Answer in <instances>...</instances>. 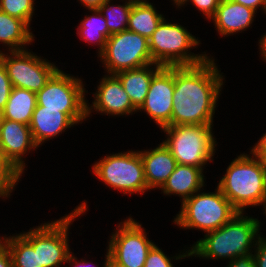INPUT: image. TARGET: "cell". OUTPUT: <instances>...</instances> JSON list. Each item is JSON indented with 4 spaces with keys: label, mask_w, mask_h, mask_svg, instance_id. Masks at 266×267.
Listing matches in <instances>:
<instances>
[{
    "label": "cell",
    "mask_w": 266,
    "mask_h": 267,
    "mask_svg": "<svg viewBox=\"0 0 266 267\" xmlns=\"http://www.w3.org/2000/svg\"><path fill=\"white\" fill-rule=\"evenodd\" d=\"M34 0H0V10L23 20L28 26L34 11Z\"/></svg>",
    "instance_id": "28"
},
{
    "label": "cell",
    "mask_w": 266,
    "mask_h": 267,
    "mask_svg": "<svg viewBox=\"0 0 266 267\" xmlns=\"http://www.w3.org/2000/svg\"><path fill=\"white\" fill-rule=\"evenodd\" d=\"M84 88L80 79L57 70L46 85L36 93L37 105L45 109L60 110L67 114L75 123H79L90 114Z\"/></svg>",
    "instance_id": "7"
},
{
    "label": "cell",
    "mask_w": 266,
    "mask_h": 267,
    "mask_svg": "<svg viewBox=\"0 0 266 267\" xmlns=\"http://www.w3.org/2000/svg\"><path fill=\"white\" fill-rule=\"evenodd\" d=\"M241 5H244L252 10H255L262 6L263 10L266 12V0H230Z\"/></svg>",
    "instance_id": "36"
},
{
    "label": "cell",
    "mask_w": 266,
    "mask_h": 267,
    "mask_svg": "<svg viewBox=\"0 0 266 267\" xmlns=\"http://www.w3.org/2000/svg\"><path fill=\"white\" fill-rule=\"evenodd\" d=\"M189 0H179L176 5L179 7ZM200 11L205 14L206 18H212L218 8L220 0H190Z\"/></svg>",
    "instance_id": "31"
},
{
    "label": "cell",
    "mask_w": 266,
    "mask_h": 267,
    "mask_svg": "<svg viewBox=\"0 0 266 267\" xmlns=\"http://www.w3.org/2000/svg\"><path fill=\"white\" fill-rule=\"evenodd\" d=\"M148 41L153 62L163 67L193 66L208 58L206 54H187L186 51L198 45L199 41L183 26L166 23L165 18Z\"/></svg>",
    "instance_id": "4"
},
{
    "label": "cell",
    "mask_w": 266,
    "mask_h": 267,
    "mask_svg": "<svg viewBox=\"0 0 266 267\" xmlns=\"http://www.w3.org/2000/svg\"><path fill=\"white\" fill-rule=\"evenodd\" d=\"M106 267H126L122 264H119L115 262L110 256L108 257V262L106 264Z\"/></svg>",
    "instance_id": "40"
},
{
    "label": "cell",
    "mask_w": 266,
    "mask_h": 267,
    "mask_svg": "<svg viewBox=\"0 0 266 267\" xmlns=\"http://www.w3.org/2000/svg\"><path fill=\"white\" fill-rule=\"evenodd\" d=\"M251 153L253 154L254 157L261 160L266 165V133L252 148Z\"/></svg>",
    "instance_id": "34"
},
{
    "label": "cell",
    "mask_w": 266,
    "mask_h": 267,
    "mask_svg": "<svg viewBox=\"0 0 266 267\" xmlns=\"http://www.w3.org/2000/svg\"><path fill=\"white\" fill-rule=\"evenodd\" d=\"M100 57L111 75L155 65L149 50L148 39L128 29L107 38L105 49Z\"/></svg>",
    "instance_id": "9"
},
{
    "label": "cell",
    "mask_w": 266,
    "mask_h": 267,
    "mask_svg": "<svg viewBox=\"0 0 266 267\" xmlns=\"http://www.w3.org/2000/svg\"><path fill=\"white\" fill-rule=\"evenodd\" d=\"M86 205L84 202L64 218L38 226L39 267H59L61 263L67 262L70 253L67 231L72 220L86 211Z\"/></svg>",
    "instance_id": "12"
},
{
    "label": "cell",
    "mask_w": 266,
    "mask_h": 267,
    "mask_svg": "<svg viewBox=\"0 0 266 267\" xmlns=\"http://www.w3.org/2000/svg\"><path fill=\"white\" fill-rule=\"evenodd\" d=\"M93 173L113 189L126 193L148 191L139 151L106 156L93 166Z\"/></svg>",
    "instance_id": "8"
},
{
    "label": "cell",
    "mask_w": 266,
    "mask_h": 267,
    "mask_svg": "<svg viewBox=\"0 0 266 267\" xmlns=\"http://www.w3.org/2000/svg\"><path fill=\"white\" fill-rule=\"evenodd\" d=\"M144 267H173L168 258L160 248L154 245L148 252Z\"/></svg>",
    "instance_id": "29"
},
{
    "label": "cell",
    "mask_w": 266,
    "mask_h": 267,
    "mask_svg": "<svg viewBox=\"0 0 266 267\" xmlns=\"http://www.w3.org/2000/svg\"><path fill=\"white\" fill-rule=\"evenodd\" d=\"M237 213L228 223L217 230L207 232L204 239L197 241L188 253L178 255L177 259L197 255L205 258H235L250 254L252 240H255L260 227L259 221Z\"/></svg>",
    "instance_id": "2"
},
{
    "label": "cell",
    "mask_w": 266,
    "mask_h": 267,
    "mask_svg": "<svg viewBox=\"0 0 266 267\" xmlns=\"http://www.w3.org/2000/svg\"><path fill=\"white\" fill-rule=\"evenodd\" d=\"M174 93V66L162 67L150 82L144 103L138 110L147 114L160 125L171 126Z\"/></svg>",
    "instance_id": "13"
},
{
    "label": "cell",
    "mask_w": 266,
    "mask_h": 267,
    "mask_svg": "<svg viewBox=\"0 0 266 267\" xmlns=\"http://www.w3.org/2000/svg\"><path fill=\"white\" fill-rule=\"evenodd\" d=\"M110 256V254H109V251H107V255H106V261H105V266L104 267H106V264H107V262H108V257ZM75 259H77V258H75L74 256H73V254H71V252L69 253V255H68V258H67V263H68V261H69V263H71V262H74L75 261V267H77V265H81V261L79 262H76V260ZM80 265H79V267H80ZM87 266V265H86ZM85 266V267H86ZM82 267H84V266H82Z\"/></svg>",
    "instance_id": "38"
},
{
    "label": "cell",
    "mask_w": 266,
    "mask_h": 267,
    "mask_svg": "<svg viewBox=\"0 0 266 267\" xmlns=\"http://www.w3.org/2000/svg\"><path fill=\"white\" fill-rule=\"evenodd\" d=\"M93 108L101 113L124 115L137 111L115 75L104 77L98 86Z\"/></svg>",
    "instance_id": "15"
},
{
    "label": "cell",
    "mask_w": 266,
    "mask_h": 267,
    "mask_svg": "<svg viewBox=\"0 0 266 267\" xmlns=\"http://www.w3.org/2000/svg\"><path fill=\"white\" fill-rule=\"evenodd\" d=\"M203 168L177 164L175 170L161 187L163 193L178 194L182 202L190 198L204 186Z\"/></svg>",
    "instance_id": "19"
},
{
    "label": "cell",
    "mask_w": 266,
    "mask_h": 267,
    "mask_svg": "<svg viewBox=\"0 0 266 267\" xmlns=\"http://www.w3.org/2000/svg\"><path fill=\"white\" fill-rule=\"evenodd\" d=\"M148 189L161 188L177 166V161L162 142L152 151H139Z\"/></svg>",
    "instance_id": "16"
},
{
    "label": "cell",
    "mask_w": 266,
    "mask_h": 267,
    "mask_svg": "<svg viewBox=\"0 0 266 267\" xmlns=\"http://www.w3.org/2000/svg\"><path fill=\"white\" fill-rule=\"evenodd\" d=\"M162 130L169 136L163 143L177 164L202 168L214 156L216 141L211 125H173Z\"/></svg>",
    "instance_id": "6"
},
{
    "label": "cell",
    "mask_w": 266,
    "mask_h": 267,
    "mask_svg": "<svg viewBox=\"0 0 266 267\" xmlns=\"http://www.w3.org/2000/svg\"><path fill=\"white\" fill-rule=\"evenodd\" d=\"M228 267H256V263L253 254L250 253L230 260Z\"/></svg>",
    "instance_id": "33"
},
{
    "label": "cell",
    "mask_w": 266,
    "mask_h": 267,
    "mask_svg": "<svg viewBox=\"0 0 266 267\" xmlns=\"http://www.w3.org/2000/svg\"><path fill=\"white\" fill-rule=\"evenodd\" d=\"M37 106V96L33 91L12 87L8 101L3 109V118L29 125Z\"/></svg>",
    "instance_id": "22"
},
{
    "label": "cell",
    "mask_w": 266,
    "mask_h": 267,
    "mask_svg": "<svg viewBox=\"0 0 266 267\" xmlns=\"http://www.w3.org/2000/svg\"><path fill=\"white\" fill-rule=\"evenodd\" d=\"M2 121H3V110L0 109V126L2 124Z\"/></svg>",
    "instance_id": "42"
},
{
    "label": "cell",
    "mask_w": 266,
    "mask_h": 267,
    "mask_svg": "<svg viewBox=\"0 0 266 267\" xmlns=\"http://www.w3.org/2000/svg\"><path fill=\"white\" fill-rule=\"evenodd\" d=\"M135 1L136 0H129L123 6H110V0H105L98 8L102 13L107 11L106 15L104 14L103 17L106 20V25L108 26V31L111 35L127 30L129 15Z\"/></svg>",
    "instance_id": "26"
},
{
    "label": "cell",
    "mask_w": 266,
    "mask_h": 267,
    "mask_svg": "<svg viewBox=\"0 0 266 267\" xmlns=\"http://www.w3.org/2000/svg\"><path fill=\"white\" fill-rule=\"evenodd\" d=\"M260 49L261 54L263 55V58L266 60V35L264 37L262 36V39L260 40Z\"/></svg>",
    "instance_id": "39"
},
{
    "label": "cell",
    "mask_w": 266,
    "mask_h": 267,
    "mask_svg": "<svg viewBox=\"0 0 266 267\" xmlns=\"http://www.w3.org/2000/svg\"><path fill=\"white\" fill-rule=\"evenodd\" d=\"M255 255H253L256 267H266V239L257 235ZM265 239V240H264Z\"/></svg>",
    "instance_id": "32"
},
{
    "label": "cell",
    "mask_w": 266,
    "mask_h": 267,
    "mask_svg": "<svg viewBox=\"0 0 266 267\" xmlns=\"http://www.w3.org/2000/svg\"><path fill=\"white\" fill-rule=\"evenodd\" d=\"M10 55L8 57L0 51V61L6 68L12 87L37 93L58 70L52 63L26 50L11 51Z\"/></svg>",
    "instance_id": "10"
},
{
    "label": "cell",
    "mask_w": 266,
    "mask_h": 267,
    "mask_svg": "<svg viewBox=\"0 0 266 267\" xmlns=\"http://www.w3.org/2000/svg\"><path fill=\"white\" fill-rule=\"evenodd\" d=\"M22 173L5 157L0 147V196L8 197Z\"/></svg>",
    "instance_id": "27"
},
{
    "label": "cell",
    "mask_w": 266,
    "mask_h": 267,
    "mask_svg": "<svg viewBox=\"0 0 266 267\" xmlns=\"http://www.w3.org/2000/svg\"><path fill=\"white\" fill-rule=\"evenodd\" d=\"M74 124L76 123L60 110L45 109V107L37 105L29 127L35 144L39 146L46 139L59 135Z\"/></svg>",
    "instance_id": "17"
},
{
    "label": "cell",
    "mask_w": 266,
    "mask_h": 267,
    "mask_svg": "<svg viewBox=\"0 0 266 267\" xmlns=\"http://www.w3.org/2000/svg\"><path fill=\"white\" fill-rule=\"evenodd\" d=\"M0 147L5 157L23 173L25 164L22 155L37 145L29 125L3 118L0 126Z\"/></svg>",
    "instance_id": "14"
},
{
    "label": "cell",
    "mask_w": 266,
    "mask_h": 267,
    "mask_svg": "<svg viewBox=\"0 0 266 267\" xmlns=\"http://www.w3.org/2000/svg\"><path fill=\"white\" fill-rule=\"evenodd\" d=\"M153 5L145 0H136L131 8L127 29L148 40L164 19Z\"/></svg>",
    "instance_id": "23"
},
{
    "label": "cell",
    "mask_w": 266,
    "mask_h": 267,
    "mask_svg": "<svg viewBox=\"0 0 266 267\" xmlns=\"http://www.w3.org/2000/svg\"><path fill=\"white\" fill-rule=\"evenodd\" d=\"M90 11L94 12V15L86 17L80 23L81 27L79 25L77 28L80 31L77 32L85 41L91 42L95 40L97 44L100 45L99 54H101L105 49L107 38H109L111 34L108 31L106 20L103 17L104 13L100 12L99 9H90Z\"/></svg>",
    "instance_id": "25"
},
{
    "label": "cell",
    "mask_w": 266,
    "mask_h": 267,
    "mask_svg": "<svg viewBox=\"0 0 266 267\" xmlns=\"http://www.w3.org/2000/svg\"><path fill=\"white\" fill-rule=\"evenodd\" d=\"M221 76L209 58L193 66H174L171 126L212 125L223 84Z\"/></svg>",
    "instance_id": "1"
},
{
    "label": "cell",
    "mask_w": 266,
    "mask_h": 267,
    "mask_svg": "<svg viewBox=\"0 0 266 267\" xmlns=\"http://www.w3.org/2000/svg\"><path fill=\"white\" fill-rule=\"evenodd\" d=\"M181 205L174 223L187 229H201L206 233L217 230L239 213L219 188L215 193H194Z\"/></svg>",
    "instance_id": "5"
},
{
    "label": "cell",
    "mask_w": 266,
    "mask_h": 267,
    "mask_svg": "<svg viewBox=\"0 0 266 267\" xmlns=\"http://www.w3.org/2000/svg\"><path fill=\"white\" fill-rule=\"evenodd\" d=\"M255 10L230 1L220 0L215 15L211 18L215 22L221 35L233 34L248 28L253 22Z\"/></svg>",
    "instance_id": "18"
},
{
    "label": "cell",
    "mask_w": 266,
    "mask_h": 267,
    "mask_svg": "<svg viewBox=\"0 0 266 267\" xmlns=\"http://www.w3.org/2000/svg\"><path fill=\"white\" fill-rule=\"evenodd\" d=\"M261 205L263 204L264 209H265V214H266V196L263 198V200L260 203Z\"/></svg>",
    "instance_id": "41"
},
{
    "label": "cell",
    "mask_w": 266,
    "mask_h": 267,
    "mask_svg": "<svg viewBox=\"0 0 266 267\" xmlns=\"http://www.w3.org/2000/svg\"><path fill=\"white\" fill-rule=\"evenodd\" d=\"M13 267H39L38 227L33 230L5 238Z\"/></svg>",
    "instance_id": "21"
},
{
    "label": "cell",
    "mask_w": 266,
    "mask_h": 267,
    "mask_svg": "<svg viewBox=\"0 0 266 267\" xmlns=\"http://www.w3.org/2000/svg\"><path fill=\"white\" fill-rule=\"evenodd\" d=\"M217 187L238 212L259 206L266 196V165L242 154L231 162Z\"/></svg>",
    "instance_id": "3"
},
{
    "label": "cell",
    "mask_w": 266,
    "mask_h": 267,
    "mask_svg": "<svg viewBox=\"0 0 266 267\" xmlns=\"http://www.w3.org/2000/svg\"><path fill=\"white\" fill-rule=\"evenodd\" d=\"M105 0H80L86 8L90 9H98Z\"/></svg>",
    "instance_id": "37"
},
{
    "label": "cell",
    "mask_w": 266,
    "mask_h": 267,
    "mask_svg": "<svg viewBox=\"0 0 266 267\" xmlns=\"http://www.w3.org/2000/svg\"><path fill=\"white\" fill-rule=\"evenodd\" d=\"M0 239V267H13L11 255L6 243Z\"/></svg>",
    "instance_id": "35"
},
{
    "label": "cell",
    "mask_w": 266,
    "mask_h": 267,
    "mask_svg": "<svg viewBox=\"0 0 266 267\" xmlns=\"http://www.w3.org/2000/svg\"><path fill=\"white\" fill-rule=\"evenodd\" d=\"M28 27L23 20L0 10V42L7 44L9 51L24 50L21 46L33 41V34Z\"/></svg>",
    "instance_id": "24"
},
{
    "label": "cell",
    "mask_w": 266,
    "mask_h": 267,
    "mask_svg": "<svg viewBox=\"0 0 266 267\" xmlns=\"http://www.w3.org/2000/svg\"><path fill=\"white\" fill-rule=\"evenodd\" d=\"M12 90L11 81L7 75L6 68L0 61V109H4Z\"/></svg>",
    "instance_id": "30"
},
{
    "label": "cell",
    "mask_w": 266,
    "mask_h": 267,
    "mask_svg": "<svg viewBox=\"0 0 266 267\" xmlns=\"http://www.w3.org/2000/svg\"><path fill=\"white\" fill-rule=\"evenodd\" d=\"M151 65L121 71L115 74L120 80L132 105L138 110L147 96L152 77L163 67L156 64L155 70L148 69Z\"/></svg>",
    "instance_id": "20"
},
{
    "label": "cell",
    "mask_w": 266,
    "mask_h": 267,
    "mask_svg": "<svg viewBox=\"0 0 266 267\" xmlns=\"http://www.w3.org/2000/svg\"><path fill=\"white\" fill-rule=\"evenodd\" d=\"M118 227L109 242L110 257L126 267H144L148 252L155 244L148 240L141 224L131 217Z\"/></svg>",
    "instance_id": "11"
}]
</instances>
